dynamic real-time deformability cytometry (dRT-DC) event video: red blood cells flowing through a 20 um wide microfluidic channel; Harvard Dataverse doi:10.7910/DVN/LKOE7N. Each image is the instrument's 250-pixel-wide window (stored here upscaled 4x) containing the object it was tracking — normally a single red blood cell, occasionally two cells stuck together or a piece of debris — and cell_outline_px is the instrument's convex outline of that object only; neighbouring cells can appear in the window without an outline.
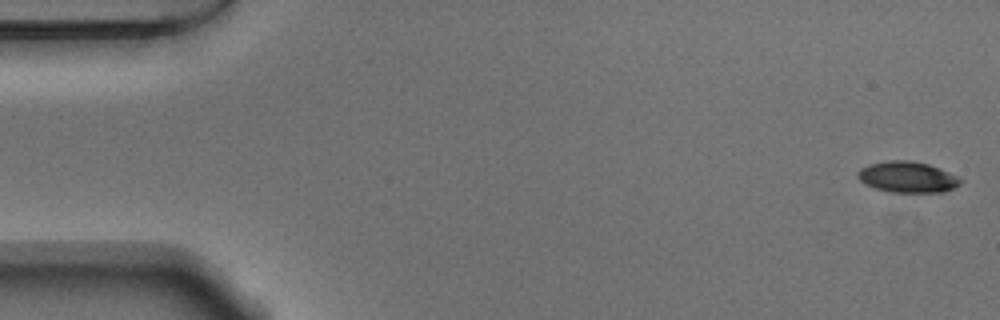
{"species": "Egyptian fruit bat (a non-hibernating species)", "species_latin": "Rousettus aegyptiacus", "temperature_condition": "warm", "stored_images_in_passage": 53, "camera_frame_rate_fps": 3000, "um_per_image_px": 0.085, "animal": {"sex": "male"}, "frame": {"image": 1, "passage_image": 1, "time_ms": 0.0, "image_size_px": [1000, 320], "cell_outline_px": [[964, 180], [956, 188], [944, 192], [892, 192], [876, 188], [864, 184], [856, 176], [856, 172], [860, 168], [868, 164], [888, 160], [908, 160], [928, 164], [948, 172]], "centroid_in_image_um": [77.12, 15.05], "position_along_channel_um": 7.9, "area_um2": 18.67}}
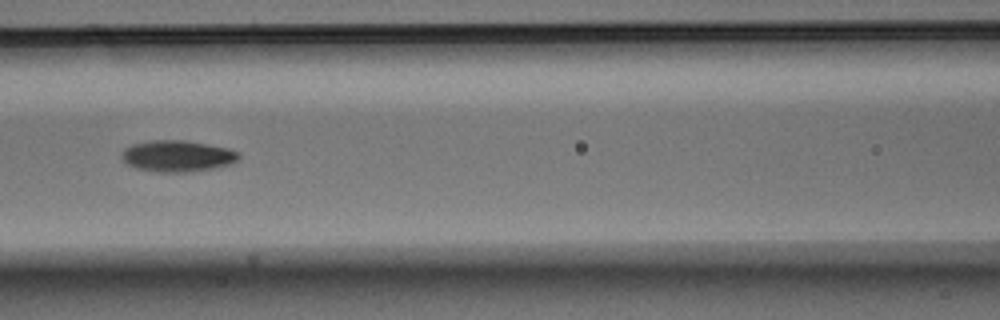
{"frame": {"image": 2, "passage_image": 23, "time_ms": 7.333, "image_size_px": [1000, 320], "cell_outline_px": [[240, 156], [232, 164], [192, 172], [152, 172], [136, 168], [128, 164], [120, 156], [124, 148], [132, 144], [152, 140], [184, 140], [228, 148], [240, 152]], "centroid_in_image_um": [15.07, 13.27], "position_along_channel_um": 151.5, "area_um2": 21.5}}
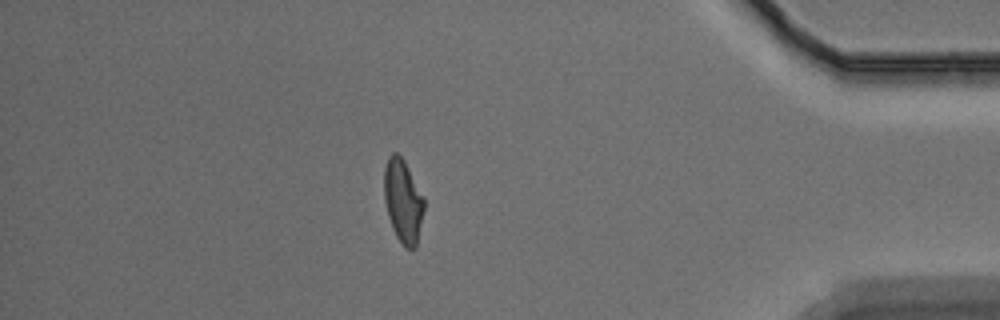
{"frame": {"image": 3, "passage_image": 46, "time_ms": 15.0, "image_size_px": [1000, 320], "cell_outline_px": [[424, 208], [416, 248], [408, 248], [396, 236], [392, 228], [388, 216], [384, 200], [384, 168], [388, 156], [392, 152], [396, 152], [404, 160], [424, 196]], "centroid_in_image_um": [34.25, 17.04], "position_along_channel_um": 401.0, "area_um2": 19.36}, "authors_computed_cell_mechanics": {"area_um2": 19.652, "velocity_mm_per_s": 3.7832, "shape_relaxation_time_tau1_ms": 3.9025, "shape_relaxation_time_tau2_ms": 6.0242, "deformation_change_tau1": 0.1496, "deformation_change_tau2": 0.1177}}